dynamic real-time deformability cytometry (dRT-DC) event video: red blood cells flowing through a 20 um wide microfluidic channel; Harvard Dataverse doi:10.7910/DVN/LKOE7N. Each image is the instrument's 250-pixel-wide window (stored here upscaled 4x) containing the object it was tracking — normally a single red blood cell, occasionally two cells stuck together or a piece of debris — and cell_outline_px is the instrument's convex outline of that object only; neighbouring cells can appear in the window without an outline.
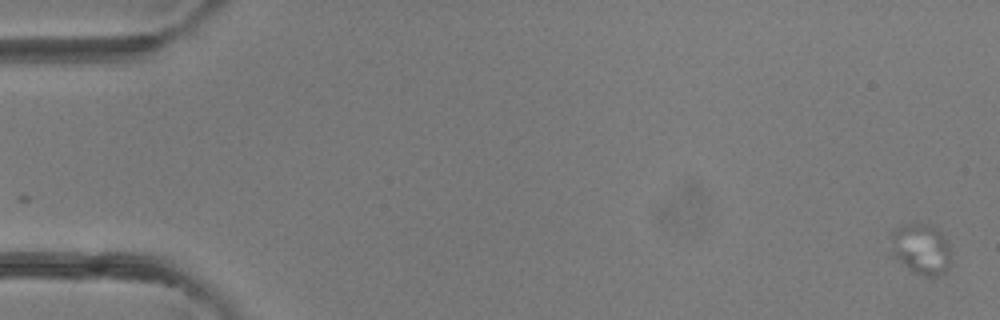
{"species": "common noctule bat (a hibernating species)", "species_latin": "Nyctalus noctula", "temperature_condition": "room temperature", "stored_images_in_passage": 5, "camera_frame_rate_fps": 3000, "um_per_image_px": 0.085, "animal": {"sex": "female"}, "frame": {"image": 1, "passage_image": 1, "time_ms": 0.0, "image_size_px": [1000, 320], "cell_outline_px": [[948, 268], [944, 272], [932, 276], [924, 276], [908, 268], [892, 252], [888, 236], [896, 228], [904, 224], [916, 220], [932, 224], [948, 240]], "centroid_in_image_um": [78.25, 21.06], "position_along_channel_um": 6.7, "area_um2": 17.86}}
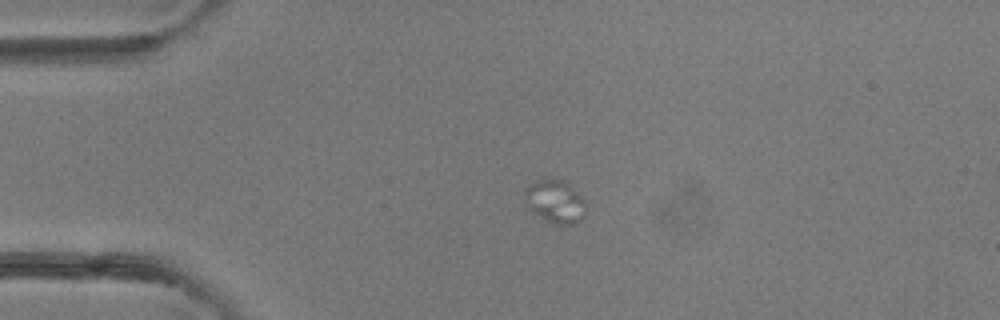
{"frame": {"image": 2, "passage_image": 4, "time_ms": 3.333, "image_size_px": [1000, 320], "cell_outline_px": [[584, 216], [576, 224], [556, 224], [532, 212], [528, 208], [524, 196], [524, 188], [528, 184], [544, 176], [548, 176], [564, 180], [572, 184], [584, 200]], "centroid_in_image_um": [47.16, 17.05], "position_along_channel_um": 37.8, "area_um2": 15.78}}